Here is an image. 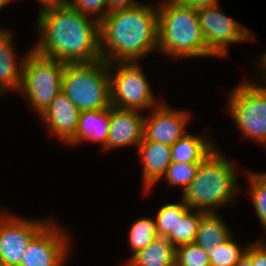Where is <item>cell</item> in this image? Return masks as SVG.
Returning <instances> with one entry per match:
<instances>
[{"label": "cell", "instance_id": "cell-32", "mask_svg": "<svg viewBox=\"0 0 266 266\" xmlns=\"http://www.w3.org/2000/svg\"><path fill=\"white\" fill-rule=\"evenodd\" d=\"M235 266H253L251 257L245 252Z\"/></svg>", "mask_w": 266, "mask_h": 266}, {"label": "cell", "instance_id": "cell-13", "mask_svg": "<svg viewBox=\"0 0 266 266\" xmlns=\"http://www.w3.org/2000/svg\"><path fill=\"white\" fill-rule=\"evenodd\" d=\"M137 110L121 109L111 105L110 130L103 150L135 144L143 139L145 116Z\"/></svg>", "mask_w": 266, "mask_h": 266}, {"label": "cell", "instance_id": "cell-24", "mask_svg": "<svg viewBox=\"0 0 266 266\" xmlns=\"http://www.w3.org/2000/svg\"><path fill=\"white\" fill-rule=\"evenodd\" d=\"M246 250L247 246L241 248L231 236L206 254L209 256L210 266H235Z\"/></svg>", "mask_w": 266, "mask_h": 266}, {"label": "cell", "instance_id": "cell-4", "mask_svg": "<svg viewBox=\"0 0 266 266\" xmlns=\"http://www.w3.org/2000/svg\"><path fill=\"white\" fill-rule=\"evenodd\" d=\"M234 168L233 163L216 148L201 162L181 198L191 209L217 212V208L231 203L237 196V173Z\"/></svg>", "mask_w": 266, "mask_h": 266}, {"label": "cell", "instance_id": "cell-29", "mask_svg": "<svg viewBox=\"0 0 266 266\" xmlns=\"http://www.w3.org/2000/svg\"><path fill=\"white\" fill-rule=\"evenodd\" d=\"M246 253L251 257L253 266H266V244L264 240L248 245Z\"/></svg>", "mask_w": 266, "mask_h": 266}, {"label": "cell", "instance_id": "cell-11", "mask_svg": "<svg viewBox=\"0 0 266 266\" xmlns=\"http://www.w3.org/2000/svg\"><path fill=\"white\" fill-rule=\"evenodd\" d=\"M48 222L1 212L0 263L20 266L28 243Z\"/></svg>", "mask_w": 266, "mask_h": 266}, {"label": "cell", "instance_id": "cell-5", "mask_svg": "<svg viewBox=\"0 0 266 266\" xmlns=\"http://www.w3.org/2000/svg\"><path fill=\"white\" fill-rule=\"evenodd\" d=\"M62 92L81 111L101 110L111 106L109 63L65 64Z\"/></svg>", "mask_w": 266, "mask_h": 266}, {"label": "cell", "instance_id": "cell-3", "mask_svg": "<svg viewBox=\"0 0 266 266\" xmlns=\"http://www.w3.org/2000/svg\"><path fill=\"white\" fill-rule=\"evenodd\" d=\"M164 1L158 6V50L175 59L215 57L206 48L198 11L175 0Z\"/></svg>", "mask_w": 266, "mask_h": 266}, {"label": "cell", "instance_id": "cell-36", "mask_svg": "<svg viewBox=\"0 0 266 266\" xmlns=\"http://www.w3.org/2000/svg\"><path fill=\"white\" fill-rule=\"evenodd\" d=\"M0 266H18V265H7V264L0 263Z\"/></svg>", "mask_w": 266, "mask_h": 266}, {"label": "cell", "instance_id": "cell-35", "mask_svg": "<svg viewBox=\"0 0 266 266\" xmlns=\"http://www.w3.org/2000/svg\"><path fill=\"white\" fill-rule=\"evenodd\" d=\"M11 0H0V9L9 4Z\"/></svg>", "mask_w": 266, "mask_h": 266}, {"label": "cell", "instance_id": "cell-18", "mask_svg": "<svg viewBox=\"0 0 266 266\" xmlns=\"http://www.w3.org/2000/svg\"><path fill=\"white\" fill-rule=\"evenodd\" d=\"M176 248L166 237H156L132 255L125 266H175Z\"/></svg>", "mask_w": 266, "mask_h": 266}, {"label": "cell", "instance_id": "cell-34", "mask_svg": "<svg viewBox=\"0 0 266 266\" xmlns=\"http://www.w3.org/2000/svg\"><path fill=\"white\" fill-rule=\"evenodd\" d=\"M12 1V0H11ZM39 3L41 4V7L47 6V5H52L58 2H61L63 0H38Z\"/></svg>", "mask_w": 266, "mask_h": 266}, {"label": "cell", "instance_id": "cell-16", "mask_svg": "<svg viewBox=\"0 0 266 266\" xmlns=\"http://www.w3.org/2000/svg\"><path fill=\"white\" fill-rule=\"evenodd\" d=\"M12 39L13 33L11 31L0 28V97L6 90H19L24 63L27 58L25 55L20 59L21 61L16 60Z\"/></svg>", "mask_w": 266, "mask_h": 266}, {"label": "cell", "instance_id": "cell-23", "mask_svg": "<svg viewBox=\"0 0 266 266\" xmlns=\"http://www.w3.org/2000/svg\"><path fill=\"white\" fill-rule=\"evenodd\" d=\"M156 237H158L155 221L149 217H142L135 221L128 235L129 247L133 255L147 247Z\"/></svg>", "mask_w": 266, "mask_h": 266}, {"label": "cell", "instance_id": "cell-8", "mask_svg": "<svg viewBox=\"0 0 266 266\" xmlns=\"http://www.w3.org/2000/svg\"><path fill=\"white\" fill-rule=\"evenodd\" d=\"M114 64L109 63L112 106L140 111L144 108H155L161 104L156 102L144 71L137 61L116 62L115 65L118 64V68Z\"/></svg>", "mask_w": 266, "mask_h": 266}, {"label": "cell", "instance_id": "cell-12", "mask_svg": "<svg viewBox=\"0 0 266 266\" xmlns=\"http://www.w3.org/2000/svg\"><path fill=\"white\" fill-rule=\"evenodd\" d=\"M188 114L189 112L160 104L152 110L150 117H145L143 138L172 146L186 134Z\"/></svg>", "mask_w": 266, "mask_h": 266}, {"label": "cell", "instance_id": "cell-27", "mask_svg": "<svg viewBox=\"0 0 266 266\" xmlns=\"http://www.w3.org/2000/svg\"><path fill=\"white\" fill-rule=\"evenodd\" d=\"M175 266H210L209 256L194 243L176 247Z\"/></svg>", "mask_w": 266, "mask_h": 266}, {"label": "cell", "instance_id": "cell-17", "mask_svg": "<svg viewBox=\"0 0 266 266\" xmlns=\"http://www.w3.org/2000/svg\"><path fill=\"white\" fill-rule=\"evenodd\" d=\"M111 106L101 110H89L80 113L75 136L67 143L77 145L83 141H96L104 148L110 130Z\"/></svg>", "mask_w": 266, "mask_h": 266}, {"label": "cell", "instance_id": "cell-10", "mask_svg": "<svg viewBox=\"0 0 266 266\" xmlns=\"http://www.w3.org/2000/svg\"><path fill=\"white\" fill-rule=\"evenodd\" d=\"M63 229L51 219L28 243L20 266H64L71 239Z\"/></svg>", "mask_w": 266, "mask_h": 266}, {"label": "cell", "instance_id": "cell-33", "mask_svg": "<svg viewBox=\"0 0 266 266\" xmlns=\"http://www.w3.org/2000/svg\"><path fill=\"white\" fill-rule=\"evenodd\" d=\"M259 64H261L260 68L262 67V71H265V73H264L265 75L264 76H263V73H262V77L264 78V79H262V80H264V81H262V83L265 82L264 85H266V81H265V79H266V52L264 54H262V56L259 58Z\"/></svg>", "mask_w": 266, "mask_h": 266}, {"label": "cell", "instance_id": "cell-25", "mask_svg": "<svg viewBox=\"0 0 266 266\" xmlns=\"http://www.w3.org/2000/svg\"><path fill=\"white\" fill-rule=\"evenodd\" d=\"M247 178L256 214L266 231V173L250 172Z\"/></svg>", "mask_w": 266, "mask_h": 266}, {"label": "cell", "instance_id": "cell-28", "mask_svg": "<svg viewBox=\"0 0 266 266\" xmlns=\"http://www.w3.org/2000/svg\"><path fill=\"white\" fill-rule=\"evenodd\" d=\"M73 9L78 10L82 15L90 17L99 23L108 14L107 0H64ZM99 14V15H98ZM96 16V17H95Z\"/></svg>", "mask_w": 266, "mask_h": 266}, {"label": "cell", "instance_id": "cell-21", "mask_svg": "<svg viewBox=\"0 0 266 266\" xmlns=\"http://www.w3.org/2000/svg\"><path fill=\"white\" fill-rule=\"evenodd\" d=\"M204 213L190 208L182 219L178 221L175 230H172L166 238L175 248L184 244L194 243L200 219Z\"/></svg>", "mask_w": 266, "mask_h": 266}, {"label": "cell", "instance_id": "cell-31", "mask_svg": "<svg viewBox=\"0 0 266 266\" xmlns=\"http://www.w3.org/2000/svg\"><path fill=\"white\" fill-rule=\"evenodd\" d=\"M183 5L200 10L218 4V0H175Z\"/></svg>", "mask_w": 266, "mask_h": 266}, {"label": "cell", "instance_id": "cell-9", "mask_svg": "<svg viewBox=\"0 0 266 266\" xmlns=\"http://www.w3.org/2000/svg\"><path fill=\"white\" fill-rule=\"evenodd\" d=\"M198 17L206 48L216 57L229 56L232 43L254 39L252 31L222 13L219 4L198 10Z\"/></svg>", "mask_w": 266, "mask_h": 266}, {"label": "cell", "instance_id": "cell-22", "mask_svg": "<svg viewBox=\"0 0 266 266\" xmlns=\"http://www.w3.org/2000/svg\"><path fill=\"white\" fill-rule=\"evenodd\" d=\"M189 209L182 198L178 203L163 205L154 219L158 236L167 237Z\"/></svg>", "mask_w": 266, "mask_h": 266}, {"label": "cell", "instance_id": "cell-14", "mask_svg": "<svg viewBox=\"0 0 266 266\" xmlns=\"http://www.w3.org/2000/svg\"><path fill=\"white\" fill-rule=\"evenodd\" d=\"M80 113L81 111L61 91L40 116L49 133L68 143L75 136Z\"/></svg>", "mask_w": 266, "mask_h": 266}, {"label": "cell", "instance_id": "cell-20", "mask_svg": "<svg viewBox=\"0 0 266 266\" xmlns=\"http://www.w3.org/2000/svg\"><path fill=\"white\" fill-rule=\"evenodd\" d=\"M216 212L204 213L198 226L195 243L205 252L214 249L229 239L232 234Z\"/></svg>", "mask_w": 266, "mask_h": 266}, {"label": "cell", "instance_id": "cell-30", "mask_svg": "<svg viewBox=\"0 0 266 266\" xmlns=\"http://www.w3.org/2000/svg\"><path fill=\"white\" fill-rule=\"evenodd\" d=\"M136 0H107V10L108 13L116 10H124L134 8L136 6L142 5Z\"/></svg>", "mask_w": 266, "mask_h": 266}, {"label": "cell", "instance_id": "cell-26", "mask_svg": "<svg viewBox=\"0 0 266 266\" xmlns=\"http://www.w3.org/2000/svg\"><path fill=\"white\" fill-rule=\"evenodd\" d=\"M201 163L171 162L164 174L170 186H180L184 192L194 179Z\"/></svg>", "mask_w": 266, "mask_h": 266}, {"label": "cell", "instance_id": "cell-2", "mask_svg": "<svg viewBox=\"0 0 266 266\" xmlns=\"http://www.w3.org/2000/svg\"><path fill=\"white\" fill-rule=\"evenodd\" d=\"M158 50V7L142 4L108 13L100 22L101 58L108 63L139 61Z\"/></svg>", "mask_w": 266, "mask_h": 266}, {"label": "cell", "instance_id": "cell-15", "mask_svg": "<svg viewBox=\"0 0 266 266\" xmlns=\"http://www.w3.org/2000/svg\"><path fill=\"white\" fill-rule=\"evenodd\" d=\"M137 148L143 163L144 190L150 192L149 189L163 178L172 162L171 146L143 138Z\"/></svg>", "mask_w": 266, "mask_h": 266}, {"label": "cell", "instance_id": "cell-1", "mask_svg": "<svg viewBox=\"0 0 266 266\" xmlns=\"http://www.w3.org/2000/svg\"><path fill=\"white\" fill-rule=\"evenodd\" d=\"M37 54L66 64L92 63L101 58L100 23L82 15L64 0L40 7Z\"/></svg>", "mask_w": 266, "mask_h": 266}, {"label": "cell", "instance_id": "cell-19", "mask_svg": "<svg viewBox=\"0 0 266 266\" xmlns=\"http://www.w3.org/2000/svg\"><path fill=\"white\" fill-rule=\"evenodd\" d=\"M208 140L186 133L171 146L172 162L201 163L217 148L212 140Z\"/></svg>", "mask_w": 266, "mask_h": 266}, {"label": "cell", "instance_id": "cell-7", "mask_svg": "<svg viewBox=\"0 0 266 266\" xmlns=\"http://www.w3.org/2000/svg\"><path fill=\"white\" fill-rule=\"evenodd\" d=\"M244 81L229 93L228 111L242 135L266 144V86Z\"/></svg>", "mask_w": 266, "mask_h": 266}, {"label": "cell", "instance_id": "cell-6", "mask_svg": "<svg viewBox=\"0 0 266 266\" xmlns=\"http://www.w3.org/2000/svg\"><path fill=\"white\" fill-rule=\"evenodd\" d=\"M65 64L56 59L37 54L33 49L27 52L24 63L20 94L29 99L30 106L40 115L62 91V76Z\"/></svg>", "mask_w": 266, "mask_h": 266}]
</instances>
